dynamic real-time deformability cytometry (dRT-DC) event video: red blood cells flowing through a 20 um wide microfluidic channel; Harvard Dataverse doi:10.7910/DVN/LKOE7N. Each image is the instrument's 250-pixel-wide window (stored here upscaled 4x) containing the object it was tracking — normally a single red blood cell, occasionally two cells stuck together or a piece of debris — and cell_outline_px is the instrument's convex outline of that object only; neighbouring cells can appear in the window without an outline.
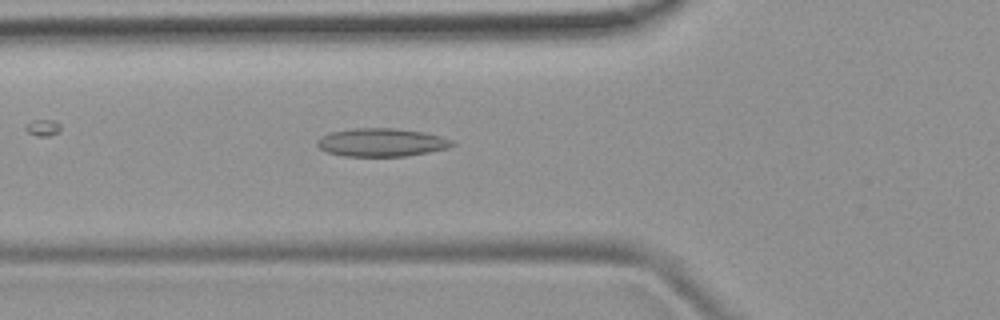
{"species": "common noctule bat (a hibernating species)", "species_latin": "Nyctalus noctula", "temperature_condition": "room temperature", "stored_images_in_passage": 49, "camera_frame_rate_fps": 3000, "um_per_image_px": 0.085, "animal": {"sex": "female", "body_mass_g": 19.9}, "frame": {"image": 1, "passage_image": 17, "time_ms": 5.333, "image_size_px": [1000, 320], "cell_outline_px": [[456, 144], [448, 148], [428, 152], [404, 156], [344, 156], [324, 152], [316, 144], [316, 140], [332, 132], [352, 128], [392, 128], [424, 132], [444, 136], [452, 140]], "centroid_in_image_um": [32.44, 12.1], "position_along_channel_um": 93.4, "area_um2": 22.25}}
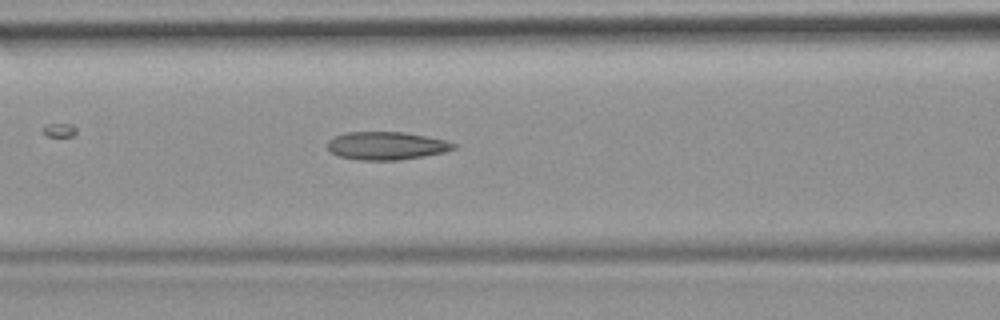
{"frame": {"image": 2, "passage_image": 20, "time_ms": 6.333, "image_size_px": [1000, 320], "cell_outline_px": [[456, 148], [444, 152], [424, 156], [400, 160], [356, 160], [336, 156], [328, 148], [328, 140], [332, 136], [348, 132], [404, 132], [448, 140], [456, 144]], "centroid_in_image_um": [32.84, 12.39], "position_along_channel_um": 133.8, "area_um2": 20.81}}
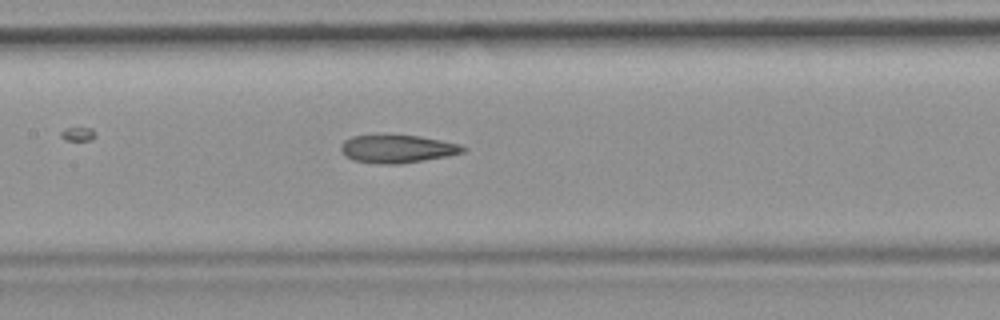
{"frame": {"image": 3, "passage_image": 23, "time_ms": 7.333, "image_size_px": [1000, 320], "cell_outline_px": [[468, 148], [464, 152], [424, 160], [400, 164], [380, 164], [352, 160], [340, 148], [340, 144], [344, 140], [352, 136], [420, 136], [440, 140], [456, 144]], "centroid_in_image_um": [33.75, 12.66], "position_along_channel_um": 173.6, "area_um2": 19.42}, "authors_computed_cell_mechanics": {"area_um2": 20.6924, "velocity_mm_per_s": 3.9916, "shape_relaxation_time_tau1_ms": null, "shape_relaxation_time_tau2_ms": 3.3401, "deformation_change_tau1": null, "deformation_change_tau2": 0.1255}}